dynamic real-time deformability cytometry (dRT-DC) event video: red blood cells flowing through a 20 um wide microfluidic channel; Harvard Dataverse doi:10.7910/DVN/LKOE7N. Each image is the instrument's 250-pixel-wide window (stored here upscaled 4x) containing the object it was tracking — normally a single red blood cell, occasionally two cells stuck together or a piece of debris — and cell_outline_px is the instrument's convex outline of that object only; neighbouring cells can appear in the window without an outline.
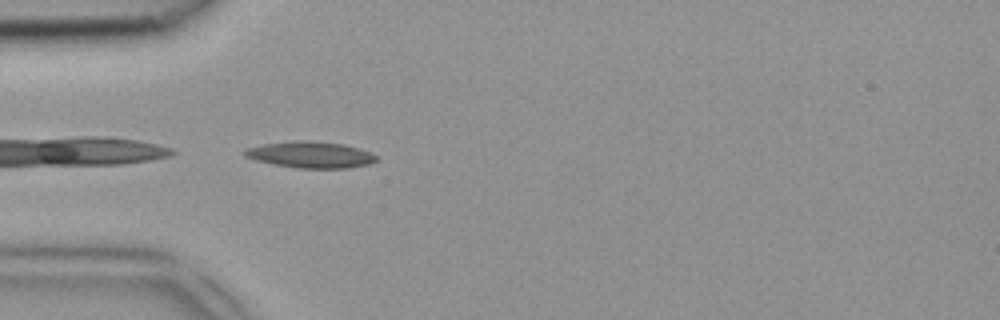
{"species": "common noctule bat (a hibernating species)", "species_latin": "Nyctalus noctula", "temperature_condition": "room temperature", "stored_images_in_passage": 13, "camera_frame_rate_fps": 3000, "um_per_image_px": 0.085, "animal": {"sex": "female", "body_mass_g": 18.4}, "frame": {"image": 1, "passage_image": 1, "time_ms": 0.0, "image_size_px": [1000, 320], "cell_outline_px": [[380, 160], [368, 164], [348, 168], [296, 168], [256, 160], [244, 156], [244, 148], [264, 144], [300, 140], [308, 140], [344, 144], [360, 148], [376, 156]], "centroid_in_image_um": [26.41, 13.15], "position_along_channel_um": 58.6, "area_um2": 20.17}}
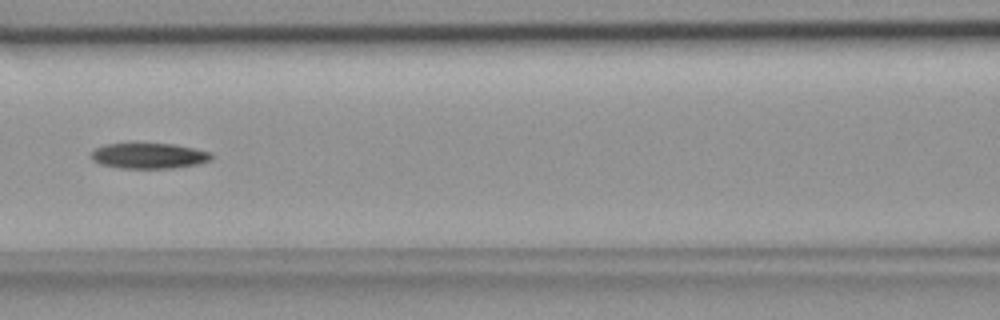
{"frame": {"image": 2, "passage_image": 8, "time_ms": 2.333, "image_size_px": [1000, 320], "cell_outline_px": [[212, 160], [196, 164], [172, 168], [124, 168], [100, 164], [92, 160], [92, 152], [96, 148], [104, 144], [172, 144], [212, 152]], "centroid_in_image_um": [12.67, 13.25], "position_along_channel_um": 153.9, "area_um2": 17.63}}